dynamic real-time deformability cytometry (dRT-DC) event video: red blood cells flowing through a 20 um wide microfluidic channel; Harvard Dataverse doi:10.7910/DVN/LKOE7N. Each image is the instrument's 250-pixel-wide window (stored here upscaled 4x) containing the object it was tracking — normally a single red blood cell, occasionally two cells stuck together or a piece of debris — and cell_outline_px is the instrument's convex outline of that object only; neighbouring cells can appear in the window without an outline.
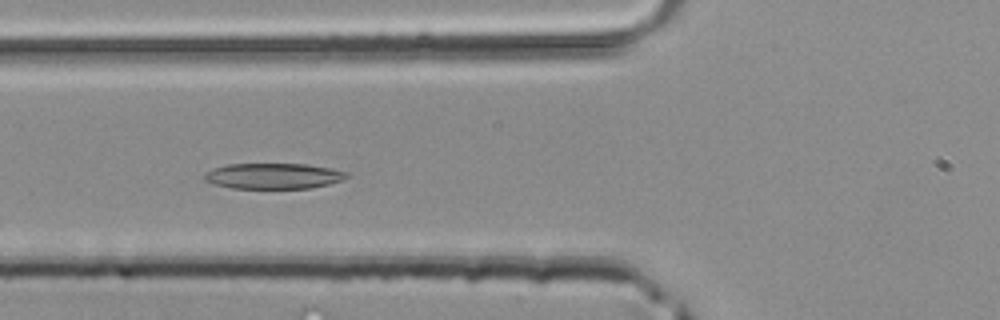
{"species": "common noctule bat (a hibernating species)", "species_latin": "Nyctalus noctula", "temperature_condition": "room temperature", "stored_images_in_passage": 34, "camera_frame_rate_fps": 3000, "um_per_image_px": 0.085, "animal": {"sex": "male", "body_mass_g": 20.4}, "frame": {"image": 1, "passage_image": 6, "time_ms": 1.667, "image_size_px": [1000, 320], "cell_outline_px": [[352, 176], [344, 180], [312, 188], [232, 188], [216, 184], [204, 180], [204, 172], [212, 168], [228, 164], [308, 164], [332, 168], [348, 172]], "centroid_in_image_um": [23.29, 14.95], "position_along_channel_um": 102.5, "area_um2": 21.5}}
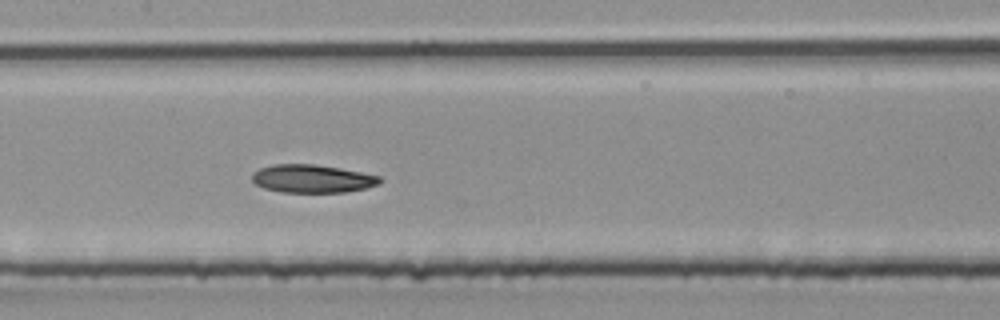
{"frame": {"image": 2, "passage_image": 11, "time_ms": 3.333, "image_size_px": [1000, 320], "cell_outline_px": [[380, 180], [376, 184], [364, 188], [344, 192], [280, 192], [264, 188], [256, 184], [252, 180], [252, 172], [260, 168], [272, 164], [316, 164], [340, 168], [380, 176]], "centroid_in_image_um": [26.47, 15.18], "position_along_channel_um": 180.9, "area_um2": 20.75}}
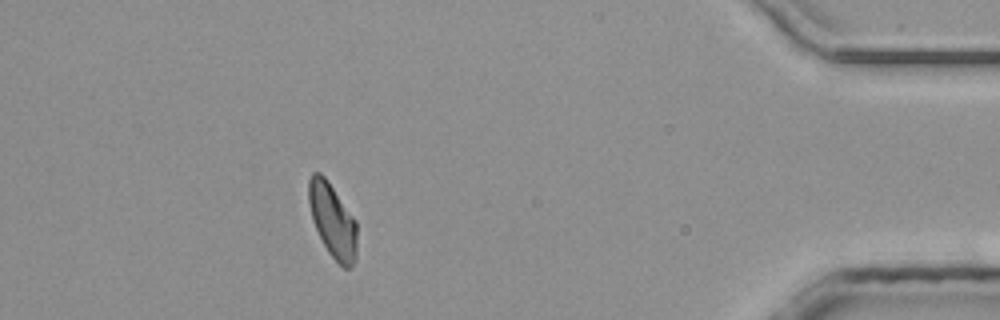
{"frame": {"image": 3, "passage_image": 29, "time_ms": 9.333, "image_size_px": [1000, 320], "cell_outline_px": [[356, 260], [348, 268], [344, 268], [328, 252], [312, 220], [308, 200], [308, 180], [312, 172], [320, 172], [324, 176], [356, 220]], "centroid_in_image_um": [28.25, 18.72], "position_along_channel_um": 406.9, "area_um2": 20.58}}